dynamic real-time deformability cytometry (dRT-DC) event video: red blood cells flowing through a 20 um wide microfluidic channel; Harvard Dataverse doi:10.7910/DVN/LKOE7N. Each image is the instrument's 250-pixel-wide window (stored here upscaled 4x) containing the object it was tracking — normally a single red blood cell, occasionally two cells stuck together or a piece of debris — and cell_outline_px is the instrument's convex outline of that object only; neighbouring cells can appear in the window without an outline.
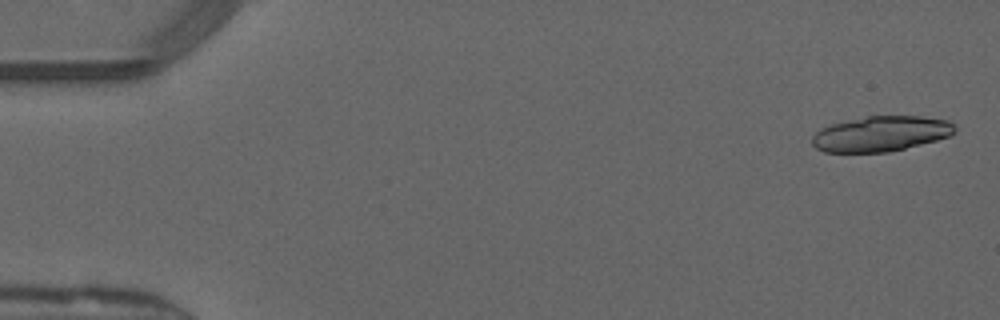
{"species": "common noctule bat (a hibernating species)", "species_latin": "Nyctalus noctula", "temperature_condition": "warm", "stored_images_in_passage": 18, "camera_frame_rate_fps": 3000, "um_per_image_px": 0.085, "animal": {"sex": "male", "forearm_length_mm": 52.5}, "frame": {"image": 1, "passage_image": 2, "time_ms": 0.333, "image_size_px": [1000, 320], "cell_outline_px": [[956, 132], [952, 136], [888, 152], [824, 152], [816, 148], [812, 144], [812, 136], [820, 128], [832, 124], [868, 116], [920, 116], [948, 120], [956, 128]], "centroid_in_image_um": [74.88, 11.37], "position_along_channel_um": 10.1, "area_um2": 29.25}}